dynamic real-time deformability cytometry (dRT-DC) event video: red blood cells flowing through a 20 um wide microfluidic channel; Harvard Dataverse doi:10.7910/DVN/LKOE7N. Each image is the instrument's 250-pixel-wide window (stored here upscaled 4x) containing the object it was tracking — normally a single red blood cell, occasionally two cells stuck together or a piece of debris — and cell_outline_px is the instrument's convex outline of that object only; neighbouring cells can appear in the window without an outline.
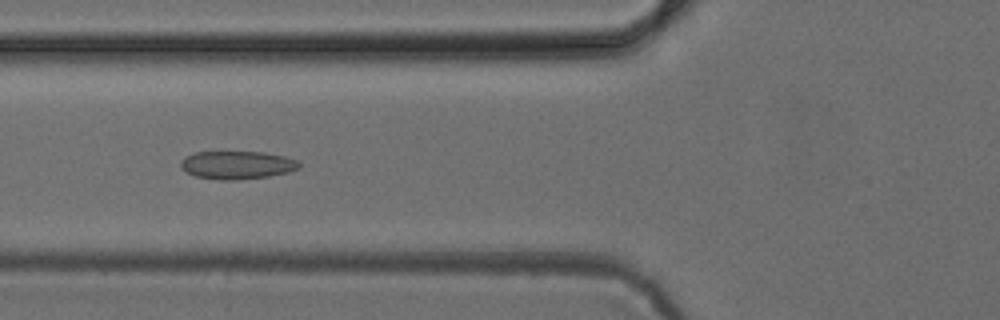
{"species": "common noctule bat (a hibernating species)", "species_latin": "Nyctalus noctula", "temperature_condition": "cold", "stored_images_in_passage": 38, "camera_frame_rate_fps": 3000, "um_per_image_px": 0.085, "animal": {"sex": "female", "body_mass_g": 24.6, "forearm_length_mm": 56.2}, "frame": {"image": 1, "passage_image": 6, "time_ms": 1.667, "image_size_px": [1000, 320], "cell_outline_px": [[300, 168], [288, 172], [268, 176], [236, 180], [220, 180], [196, 176], [180, 168], [180, 160], [184, 156], [196, 152], [264, 152], [284, 156], [296, 160], [300, 164]], "centroid_in_image_um": [20.13, 14.02], "position_along_channel_um": 105.7, "area_um2": 19.36}}
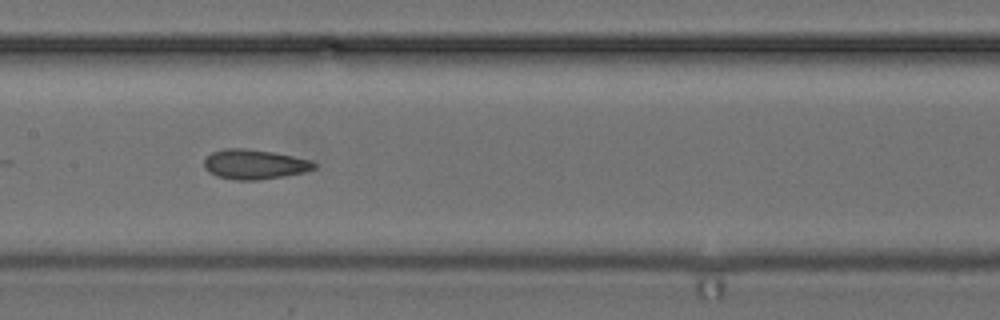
{"frame": {"image": 2, "passage_image": 12, "time_ms": 3.667, "image_size_px": [1000, 320], "cell_outline_px": [[316, 168], [304, 172], [284, 176], [256, 180], [236, 180], [216, 176], [208, 172], [204, 168], [204, 160], [212, 152], [224, 148], [244, 148], [272, 152], [312, 160], [316, 164]], "centroid_in_image_um": [21.61, 13.97], "position_along_channel_um": 185.8, "area_um2": 19.07}}
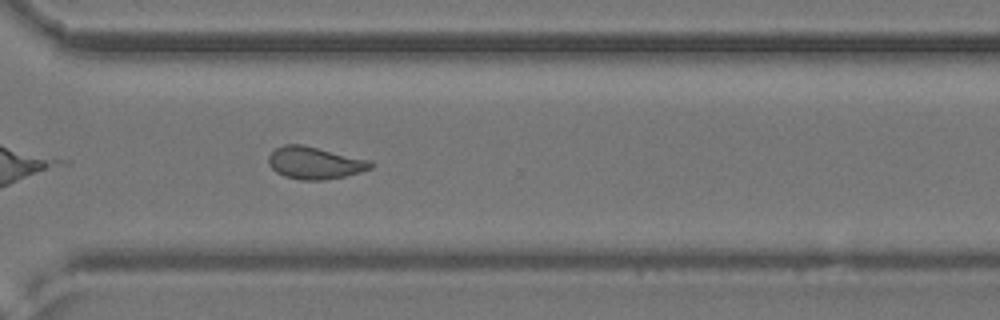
{"frame": {"image": 3, "passage_image": 24, "time_ms": 7.667, "image_size_px": [1000, 320], "cell_outline_px": [[376, 164], [372, 168], [360, 172], [344, 176], [324, 180], [300, 180], [284, 176], [276, 172], [268, 164], [268, 156], [276, 148], [284, 144], [300, 144], [372, 160]], "centroid_in_image_um": [26.78, 13.85], "position_along_channel_um": 343.8, "area_um2": 19.31}}